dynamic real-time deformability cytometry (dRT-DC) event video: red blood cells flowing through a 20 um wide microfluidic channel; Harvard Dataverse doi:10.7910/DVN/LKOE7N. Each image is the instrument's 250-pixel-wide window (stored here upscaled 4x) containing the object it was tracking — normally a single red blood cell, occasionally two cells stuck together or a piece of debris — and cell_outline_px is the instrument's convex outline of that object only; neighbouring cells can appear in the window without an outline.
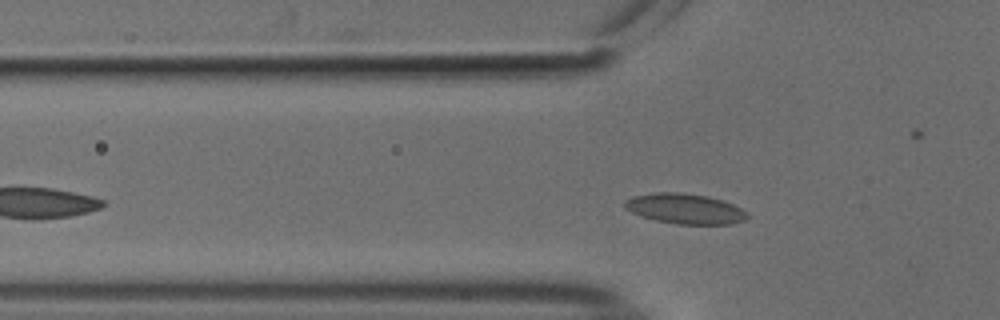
{"species": "common noctule bat (a hibernating species)", "species_latin": "Nyctalus noctula", "temperature_condition": "cold", "stored_images_in_passage": 31, "camera_frame_rate_fps": 3000, "um_per_image_px": 0.085, "animal": {"sex": "male", "body_mass_g": 18.8}, "frame": {"image": 1, "passage_image": 6, "time_ms": 1.667, "image_size_px": [1000, 320], "cell_outline_px": [[748, 216], [744, 220], [732, 224], [676, 224], [656, 220], [640, 216], [624, 208], [624, 200], [632, 196], [656, 192], [680, 192], [708, 196], [724, 200], [740, 208]], "centroid_in_image_um": [58.18, 17.73], "position_along_channel_um": 67.6, "area_um2": 21.62}}
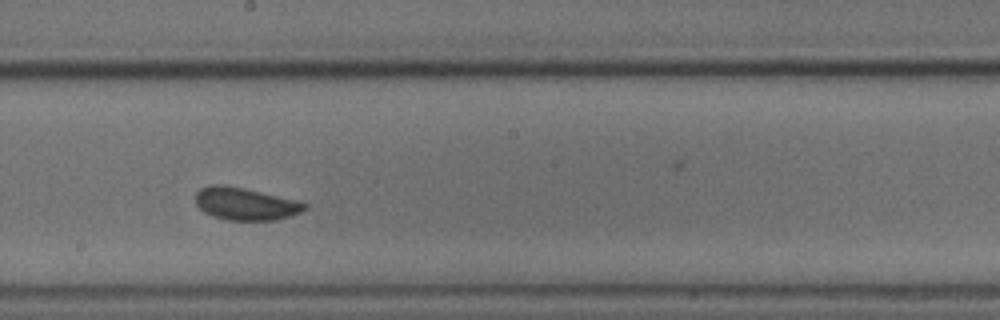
{"frame": {"image": 2, "passage_image": 19, "time_ms": 6.0, "image_size_px": [1000, 320], "cell_outline_px": [[308, 208], [300, 212], [276, 220], [228, 220], [212, 216], [204, 212], [196, 204], [196, 192], [200, 188], [208, 184], [220, 184], [244, 188], [296, 200], [308, 204]], "centroid_in_image_um": [20.83, 17.32], "position_along_channel_um": 227.4, "area_um2": 20.63}}
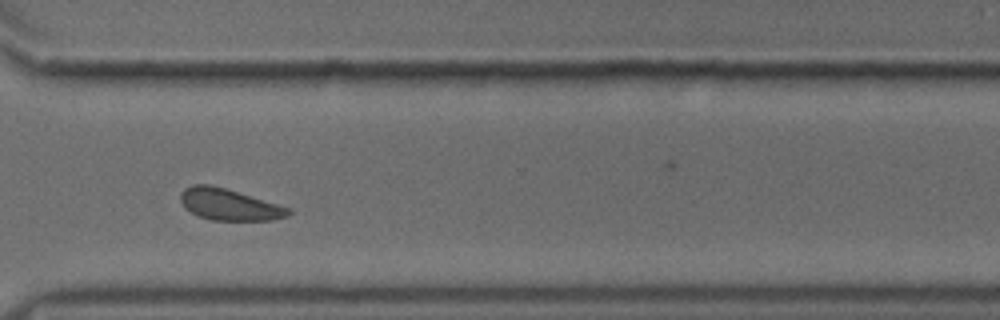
{"frame": {"image": 3, "passage_image": 29, "time_ms": 9.333, "image_size_px": [1000, 320], "cell_outline_px": [[292, 212], [288, 216], [272, 220], [212, 220], [200, 216], [184, 208], [180, 200], [180, 192], [184, 188], [192, 184], [208, 184], [224, 188], [292, 208]], "centroid_in_image_um": [19.48, 17.38], "position_along_channel_um": 351.1, "area_um2": 19.77}, "authors_computed_cell_mechanics": {"area_um2": 20.2878, "velocity_mm_per_s": 3.7069, "shape_relaxation_time_tau1_ms": 6.0082, "shape_relaxation_time_tau2_ms": 3.9283, "deformation_change_tau1": 0.1061, "deformation_change_tau2": 0.0642}}